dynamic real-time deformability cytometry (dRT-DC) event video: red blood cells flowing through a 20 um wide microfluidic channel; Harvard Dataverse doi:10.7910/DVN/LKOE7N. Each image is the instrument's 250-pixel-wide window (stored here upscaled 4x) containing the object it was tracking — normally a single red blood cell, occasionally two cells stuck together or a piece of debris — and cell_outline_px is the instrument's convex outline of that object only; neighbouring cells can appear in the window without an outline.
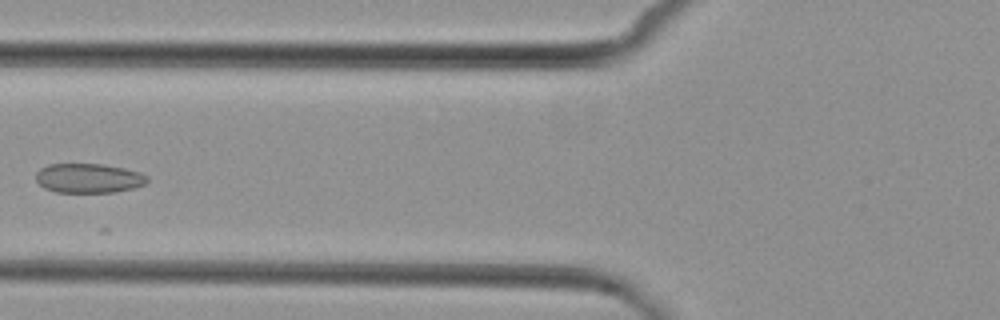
{"species": "common noctule bat (a hibernating species)", "species_latin": "Nyctalus noctula", "temperature_condition": "cold", "stored_images_in_passage": 7, "camera_frame_rate_fps": 3000, "um_per_image_px": 0.085, "animal": {"sex": "female", "body_mass_g": 29.2, "forearm_length_mm": 56.3}, "frame": {"image": 1, "passage_image": 7, "time_ms": 7.0, "image_size_px": [1000, 320], "cell_outline_px": [[148, 180], [144, 184], [132, 188], [116, 192], [56, 192], [44, 188], [36, 180], [36, 172], [40, 168], [48, 164], [104, 164], [124, 168], [140, 172], [148, 176]], "centroid_in_image_um": [7.52, 15.14], "position_along_channel_um": 118.3, "area_um2": 19.13}}